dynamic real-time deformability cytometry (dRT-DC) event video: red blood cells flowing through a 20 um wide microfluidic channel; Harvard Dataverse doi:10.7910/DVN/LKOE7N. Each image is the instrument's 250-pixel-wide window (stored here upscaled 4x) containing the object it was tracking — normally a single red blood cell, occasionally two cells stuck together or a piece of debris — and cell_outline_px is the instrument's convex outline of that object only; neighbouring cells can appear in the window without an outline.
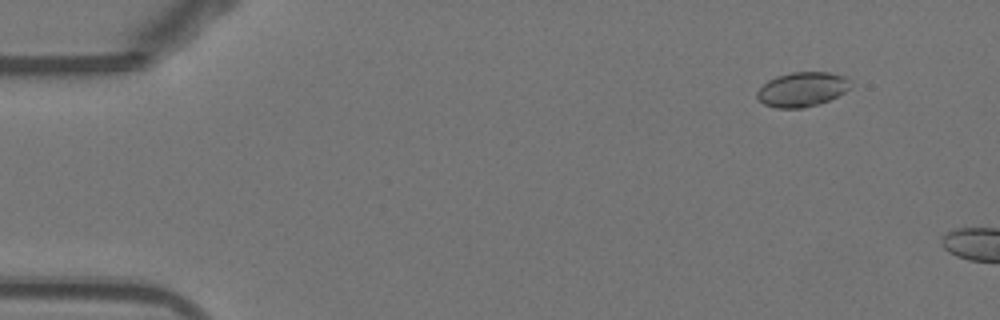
{"species": "Egyptian fruit bat (a non-hibernating species)", "species_latin": "Rousettus aegyptiacus", "temperature_condition": "warm", "stored_images_in_passage": 9, "camera_frame_rate_fps": 3000, "um_per_image_px": 0.085, "animal": {"sex": "female"}, "frame": {"image": 1, "passage_image": 6, "time_ms": 1.667, "image_size_px": [1000, 320], "cell_outline_px": [[848, 88], [844, 92], [820, 104], [804, 108], [776, 108], [764, 104], [756, 96], [756, 92], [768, 80], [776, 76], [792, 72], [828, 72], [844, 76], [848, 80]], "centroid_in_image_um": [68.14, 7.6], "position_along_channel_um": 16.9, "area_um2": 18.61}}